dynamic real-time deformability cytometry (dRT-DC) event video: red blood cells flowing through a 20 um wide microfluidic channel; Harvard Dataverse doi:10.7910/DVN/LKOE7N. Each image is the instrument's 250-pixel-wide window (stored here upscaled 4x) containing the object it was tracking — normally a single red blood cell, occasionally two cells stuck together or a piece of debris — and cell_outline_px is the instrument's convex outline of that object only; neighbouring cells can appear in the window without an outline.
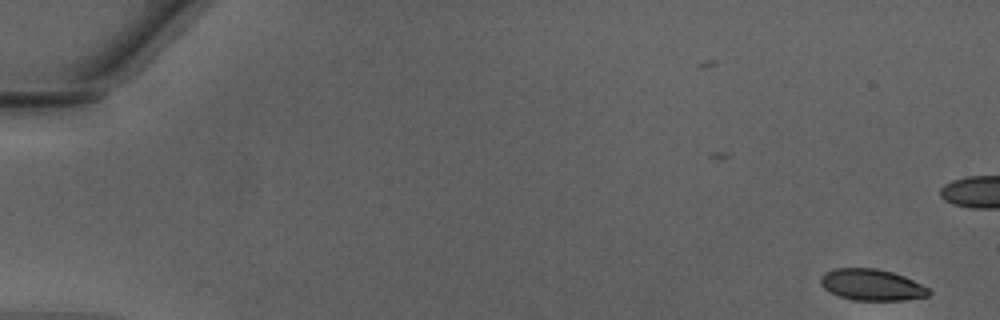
{"species": "Egyptian fruit bat (a non-hibernating species)", "species_latin": "Rousettus aegyptiacus", "temperature_condition": "warm", "stored_images_in_passage": 5, "camera_frame_rate_fps": 3000, "um_per_image_px": 0.085, "animal": {"sex": "male"}, "frame": {"image": 1, "passage_image": 1, "time_ms": 0.0, "image_size_px": [1000, 320], "cell_outline_px": [[932, 292], [928, 296], [904, 300], [852, 300], [828, 292], [820, 284], [820, 276], [824, 272], [836, 268], [876, 268], [892, 272], [904, 276], [928, 288]], "centroid_in_image_um": [74.06, 24.21], "position_along_channel_um": 10.9, "area_um2": 19.83}}